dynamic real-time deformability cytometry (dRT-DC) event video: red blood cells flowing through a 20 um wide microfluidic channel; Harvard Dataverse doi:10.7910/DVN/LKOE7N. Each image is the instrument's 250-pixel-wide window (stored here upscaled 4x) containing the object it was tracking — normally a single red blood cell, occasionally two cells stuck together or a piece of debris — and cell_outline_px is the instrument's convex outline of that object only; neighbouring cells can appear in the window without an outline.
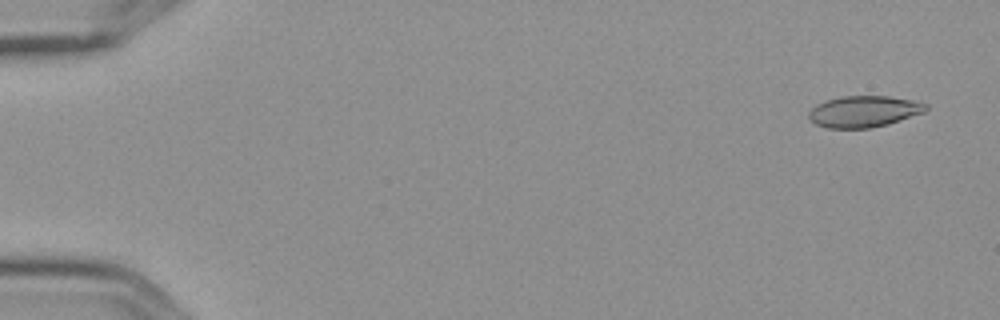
{"species": "Egyptian fruit bat (a non-hibernating species)", "species_latin": "Rousettus aegyptiacus", "temperature_condition": "cold", "stored_images_in_passage": 5, "camera_frame_rate_fps": 3000, "um_per_image_px": 0.085, "frame": {"image": 1, "passage_image": 1, "time_ms": 0.0, "image_size_px": [1000, 320], "cell_outline_px": [[928, 108], [924, 112], [888, 124], [872, 128], [828, 128], [816, 124], [808, 116], [808, 112], [816, 104], [840, 96], [888, 96], [912, 100], [928, 104]], "centroid_in_image_um": [73.43, 9.47], "position_along_channel_um": 11.6, "area_um2": 21.33}}